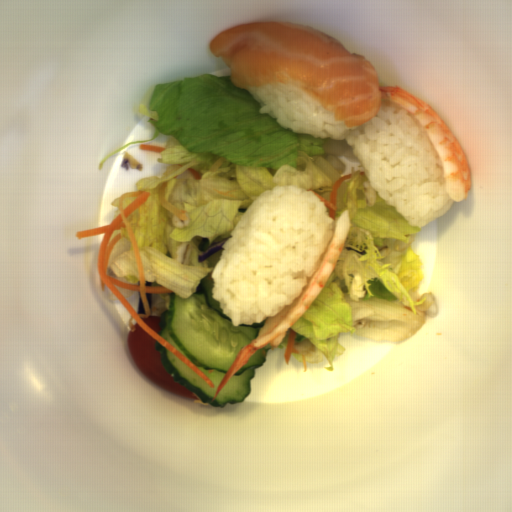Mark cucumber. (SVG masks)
Listing matches in <instances>:
<instances>
[{"mask_svg":"<svg viewBox=\"0 0 512 512\" xmlns=\"http://www.w3.org/2000/svg\"><path fill=\"white\" fill-rule=\"evenodd\" d=\"M212 272L200 280L195 294L188 298L170 294L168 309L160 316L158 333L192 362L213 383V388L157 340L153 345L161 365L177 384L205 404L224 407L249 396L251 380L256 369L266 362L271 345L250 357L217 395L223 376L242 349L260 335L268 317L253 325L233 326L220 302L213 298Z\"/></svg>","mask_w":512,"mask_h":512,"instance_id":"1","label":"cucumber"},{"mask_svg":"<svg viewBox=\"0 0 512 512\" xmlns=\"http://www.w3.org/2000/svg\"><path fill=\"white\" fill-rule=\"evenodd\" d=\"M220 240H223L220 235L216 237L212 242L202 237L197 244L198 250H200L201 252H205L207 249H209L211 246H213Z\"/></svg>","mask_w":512,"mask_h":512,"instance_id":"2","label":"cucumber"},{"mask_svg":"<svg viewBox=\"0 0 512 512\" xmlns=\"http://www.w3.org/2000/svg\"><path fill=\"white\" fill-rule=\"evenodd\" d=\"M222 253H223V249L217 251L216 253L210 255L208 258H207V263H208V267L211 269V268H215V266L217 265V263L219 262L221 256H222Z\"/></svg>","mask_w":512,"mask_h":512,"instance_id":"3","label":"cucumber"}]
</instances>
